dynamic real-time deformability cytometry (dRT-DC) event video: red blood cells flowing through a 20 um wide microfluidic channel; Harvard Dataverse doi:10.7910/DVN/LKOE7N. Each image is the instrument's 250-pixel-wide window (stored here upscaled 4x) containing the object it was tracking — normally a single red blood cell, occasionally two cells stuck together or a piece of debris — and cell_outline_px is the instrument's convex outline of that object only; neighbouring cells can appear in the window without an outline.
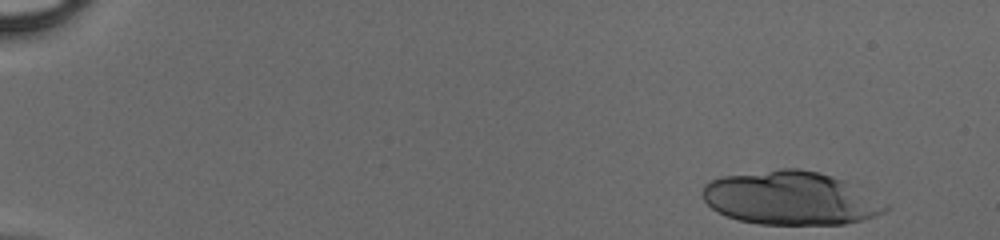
{"species": "human", "species_latin": "Homo sapiens", "temperature_condition": "cold", "stored_images_in_passage": 22, "camera_frame_rate_fps": 3000, "um_per_image_px": 0.085, "donor": {"sex": "male"}, "frame": {"image": 1, "passage_image": 1, "time_ms": 0.0, "image_size_px": [1000, 240], "cell_outline_px": [[888, 208], [884, 212], [860, 220], [844, 224], [760, 224], [740, 220], [724, 216], [716, 212], [704, 200], [704, 184], [708, 180], [720, 176], [780, 168], [800, 168], [832, 176], [844, 180], [888, 204]], "centroid_in_image_um": [67.16, 16.83], "position_along_channel_um": 17.8, "area_um2": 56.88}}
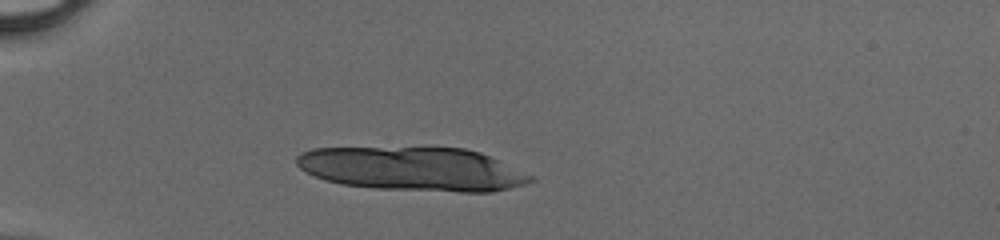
{"frame": {"image": 2, "passage_image": 12, "time_ms": 3.667, "image_size_px": [1000, 240], "cell_outline_px": [[536, 180], [524, 184], [492, 192], [460, 192], [376, 188], [340, 184], [324, 180], [300, 168], [296, 164], [296, 156], [300, 152], [312, 148], [464, 148], [480, 152], [536, 176]], "centroid_in_image_um": [35.1, 14.36], "position_along_channel_um": 49.9, "area_um2": 59.65}}
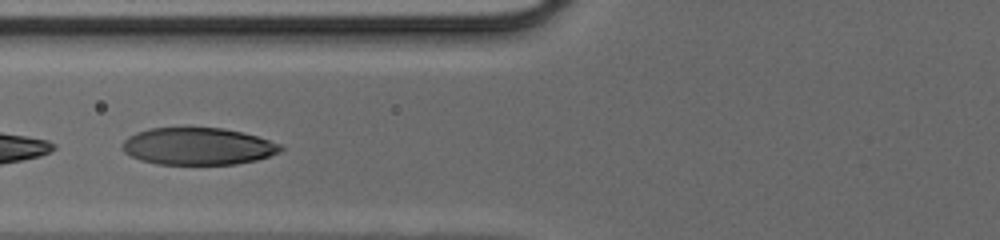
{"frame": {"image": 3, "passage_image": 19, "time_ms": 6.0, "image_size_px": [1000, 240], "cell_outline_px": [[284, 148], [280, 152], [256, 160], [236, 164], [156, 164], [140, 160], [124, 152], [120, 148], [124, 140], [128, 136], [136, 132], [148, 128], [224, 128], [244, 132], [280, 144]], "centroid_in_image_um": [16.79, 12.43], "position_along_channel_um": 109.0, "area_um2": 34.33}}